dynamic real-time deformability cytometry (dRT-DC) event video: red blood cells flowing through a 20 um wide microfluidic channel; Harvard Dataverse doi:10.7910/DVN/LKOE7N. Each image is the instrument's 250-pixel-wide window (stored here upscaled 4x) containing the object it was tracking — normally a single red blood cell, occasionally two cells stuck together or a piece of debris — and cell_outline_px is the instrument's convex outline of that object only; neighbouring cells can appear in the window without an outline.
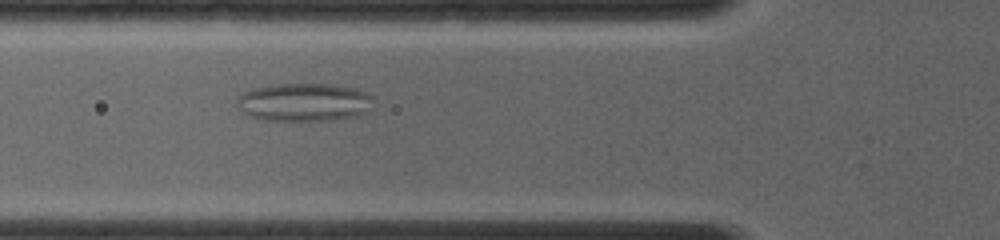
{"species": "common noctule bat (a hibernating species)", "species_latin": "Nyctalus noctula", "temperature_condition": "room temperature", "stored_images_in_passage": 14, "camera_frame_rate_fps": 4000, "um_per_image_px": 0.085, "animal": {"sex": "female", "body_mass_g": 19.0, "forearm_length_mm": 56.7}, "frame": {"image": 1, "passage_image": 14, "time_ms": 3.75, "image_size_px": [1000, 240], "cell_outline_px": [[376, 100], [372, 108], [356, 116], [332, 120], [264, 120], [252, 116], [244, 112], [236, 104], [236, 100], [244, 92], [252, 88], [280, 84], [332, 84], [356, 88], [368, 92]], "centroid_in_image_um": [25.92, 8.68], "position_along_channel_um": 99.9, "area_um2": 30.46}}